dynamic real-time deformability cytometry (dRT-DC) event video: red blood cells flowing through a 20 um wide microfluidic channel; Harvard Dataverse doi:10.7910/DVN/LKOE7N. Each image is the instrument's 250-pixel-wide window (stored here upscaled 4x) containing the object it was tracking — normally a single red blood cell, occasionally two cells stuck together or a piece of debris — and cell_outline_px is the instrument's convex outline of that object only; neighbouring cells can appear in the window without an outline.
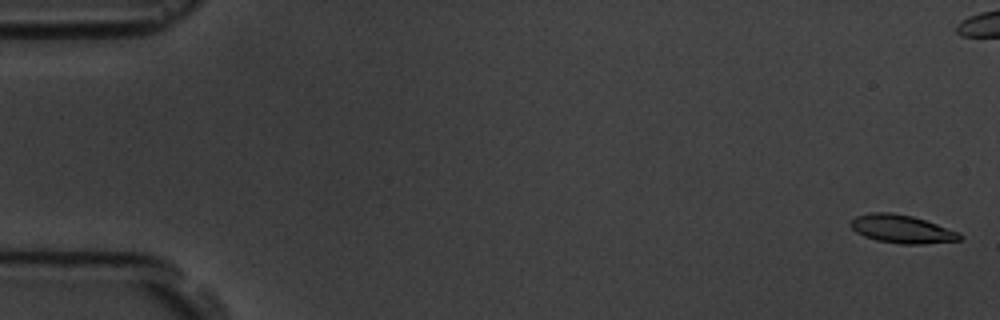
{"species": "common noctule bat (a hibernating species)", "species_latin": "Nyctalus noctula", "temperature_condition": "room temperature", "stored_images_in_passage": 6, "camera_frame_rate_fps": 3000, "um_per_image_px": 0.085, "animal": {"sex": "male", "body_mass_g": 19.5, "forearm_length_mm": 54.6}, "frame": {"image": 1, "passage_image": 1, "time_ms": 0.0, "image_size_px": [1000, 320], "cell_outline_px": [[964, 236], [960, 240], [924, 244], [900, 244], [876, 240], [864, 236], [856, 232], [852, 228], [852, 220], [856, 216], [872, 212], [892, 212], [912, 216], [960, 232]], "centroid_in_image_um": [76.68, 19.47], "position_along_channel_um": 8.3, "area_um2": 17.86}}